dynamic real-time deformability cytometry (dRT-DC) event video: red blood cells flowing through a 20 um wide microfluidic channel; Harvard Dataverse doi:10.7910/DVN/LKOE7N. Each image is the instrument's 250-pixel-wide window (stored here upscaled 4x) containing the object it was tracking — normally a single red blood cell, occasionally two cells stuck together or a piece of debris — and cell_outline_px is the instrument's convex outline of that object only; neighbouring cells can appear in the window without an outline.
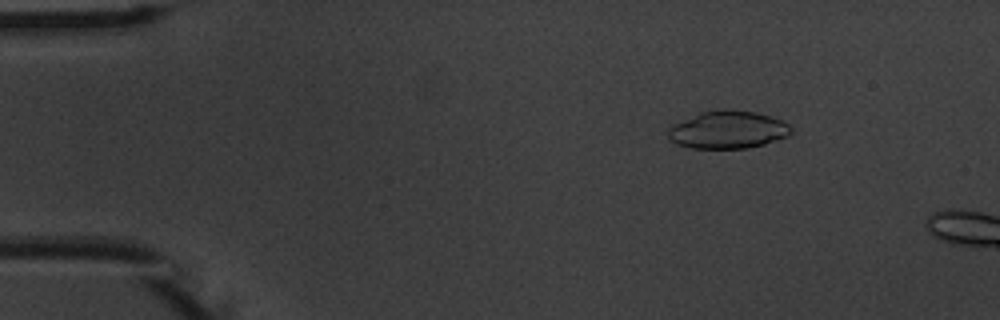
{"species": "common noctule bat (a hibernating species)", "species_latin": "Nyctalus noctula", "temperature_condition": "warm", "stored_images_in_passage": 3, "camera_frame_rate_fps": 3000, "um_per_image_px": 0.085, "animal": {"sex": "male", "body_mass_g": 20.1, "forearm_length_mm": 53.5}, "frame": {"image": 1, "passage_image": 2, "time_ms": 2.0, "image_size_px": [1000, 320], "cell_outline_px": [[792, 132], [788, 136], [764, 144], [748, 148], [692, 148], [676, 144], [668, 140], [668, 128], [672, 124], [700, 112], [724, 108], [756, 112], [780, 120], [788, 124], [792, 128]], "centroid_in_image_um": [61.83, 11.03], "position_along_channel_um": 23.2, "area_um2": 27.17}}